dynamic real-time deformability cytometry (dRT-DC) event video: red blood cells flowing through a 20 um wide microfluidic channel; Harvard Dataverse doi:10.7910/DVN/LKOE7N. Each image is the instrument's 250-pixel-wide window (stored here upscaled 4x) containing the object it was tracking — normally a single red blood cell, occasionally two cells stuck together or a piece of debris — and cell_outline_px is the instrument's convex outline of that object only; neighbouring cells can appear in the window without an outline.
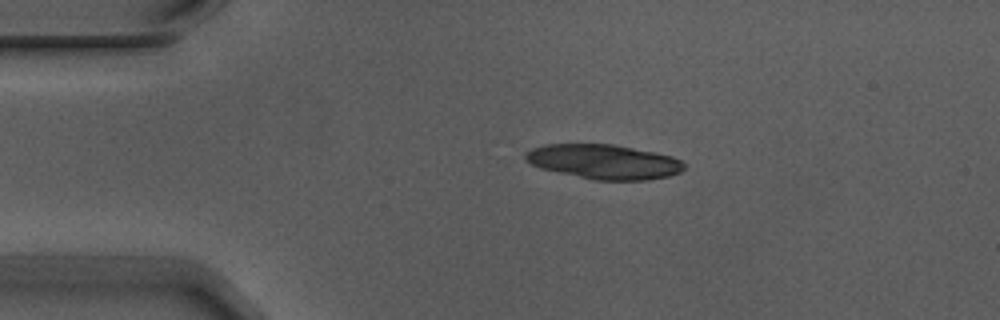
{"species": "Egyptian fruit bat (a non-hibernating species)", "species_latin": "Rousettus aegyptiacus", "temperature_condition": "warm", "stored_images_in_passage": 7, "camera_frame_rate_fps": 3000, "um_per_image_px": 0.085, "animal": {"sex": "male"}, "frame": {"image": 1, "passage_image": 2, "time_ms": 0.333, "image_size_px": [1000, 320], "cell_outline_px": [[684, 168], [680, 172], [668, 176], [648, 180], [596, 180], [540, 168], [524, 160], [524, 152], [532, 148], [544, 144], [612, 144], [656, 152], [672, 156], [680, 160], [684, 164]], "centroid_in_image_um": [51.31, 13.74], "position_along_channel_um": 33.7, "area_um2": 31.96}}
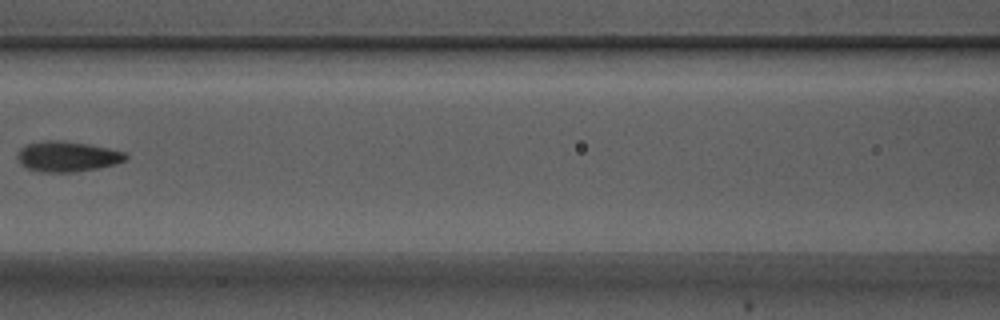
{"frame": {"image": 2, "passage_image": 6, "time_ms": 1.667, "image_size_px": [1000, 320], "cell_outline_px": [[128, 156], [124, 160], [116, 164], [96, 168], [72, 172], [44, 172], [28, 168], [20, 164], [16, 156], [20, 148], [24, 144], [44, 140], [64, 140], [88, 144], [108, 148], [124, 152]], "centroid_in_image_um": [5.67, 13.28], "position_along_channel_um": 160.9, "area_um2": 19.19}}
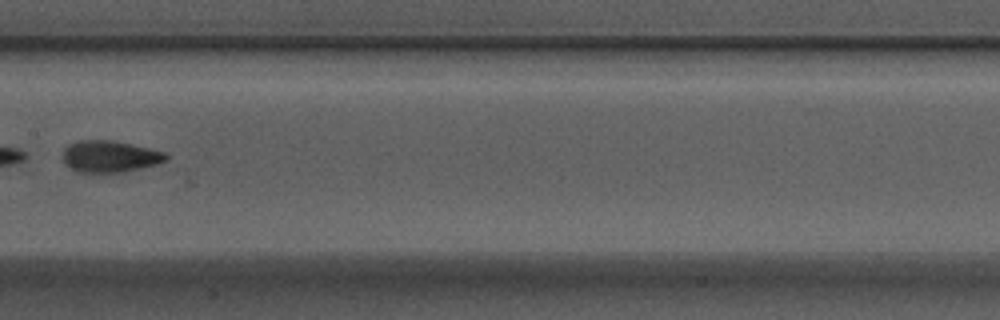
{"frame": {"image": 3, "passage_image": 7, "time_ms": 2.0, "image_size_px": [1000, 320], "cell_outline_px": [[168, 156], [164, 160], [156, 164], [120, 172], [76, 172], [68, 168], [64, 164], [60, 156], [64, 148], [68, 144], [80, 140], [112, 140], [148, 148], [164, 152]], "centroid_in_image_um": [9.21, 13.29], "position_along_channel_um": 198.2, "area_um2": 19.02}}